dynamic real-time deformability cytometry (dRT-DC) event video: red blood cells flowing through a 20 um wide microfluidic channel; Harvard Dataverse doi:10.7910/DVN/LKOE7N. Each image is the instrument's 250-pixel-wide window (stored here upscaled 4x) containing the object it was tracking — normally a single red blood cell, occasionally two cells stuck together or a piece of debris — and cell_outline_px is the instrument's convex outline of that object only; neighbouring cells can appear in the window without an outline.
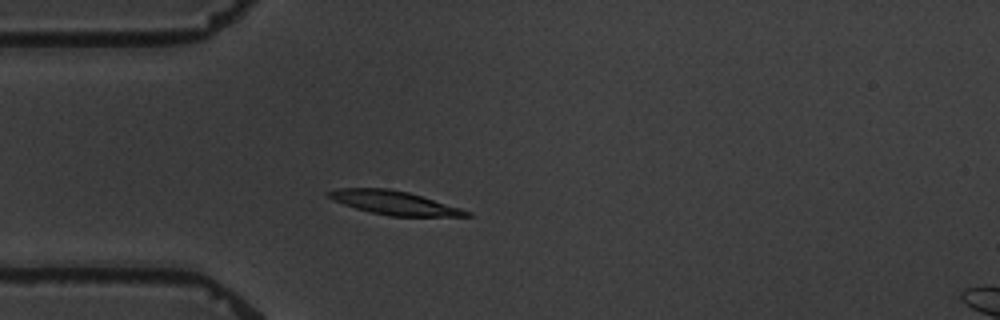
{"species": "common noctule bat (a hibernating species)", "species_latin": "Nyctalus noctula", "temperature_condition": "warm", "stored_images_in_passage": 4, "camera_frame_rate_fps": 3000, "um_per_image_px": 0.085, "animal": {"sex": "male", "body_mass_g": 19.5, "forearm_length_mm": 54.6}, "frame": {"image": 1, "passage_image": 4, "time_ms": 3.333, "image_size_px": [1000, 320], "cell_outline_px": [[472, 216], [388, 216], [356, 208], [344, 204], [324, 196], [324, 192], [340, 188], [388, 188], [408, 192], [460, 208], [472, 212]], "centroid_in_image_um": [33.46, 17.23], "position_along_channel_um": 51.5, "area_um2": 18.9}}